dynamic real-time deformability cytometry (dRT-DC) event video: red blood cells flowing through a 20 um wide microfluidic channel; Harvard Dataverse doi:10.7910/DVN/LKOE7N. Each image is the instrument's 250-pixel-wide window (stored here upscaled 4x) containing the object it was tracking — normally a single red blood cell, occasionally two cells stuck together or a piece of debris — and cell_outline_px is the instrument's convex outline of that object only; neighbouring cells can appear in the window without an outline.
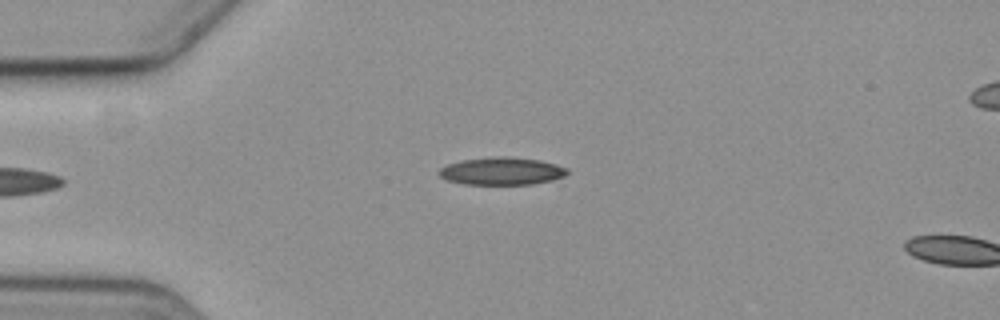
{"species": "common noctule bat (a hibernating species)", "species_latin": "Nyctalus noctula", "temperature_condition": "cold", "stored_images_in_passage": 6, "camera_frame_rate_fps": 3000, "um_per_image_px": 0.085, "animal": {"sex": "female", "body_mass_g": 19.3, "forearm_length_mm": 54.1}, "frame": {"image": 1, "passage_image": 6, "time_ms": 6.667, "image_size_px": [1000, 320], "cell_outline_px": [[568, 172], [564, 176], [552, 180], [532, 184], [464, 184], [448, 180], [440, 176], [436, 172], [440, 168], [448, 164], [460, 160], [496, 156], [508, 156], [540, 160], [556, 164], [568, 168]], "centroid_in_image_um": [42.64, 14.53], "position_along_channel_um": 42.4, "area_um2": 20.69}}